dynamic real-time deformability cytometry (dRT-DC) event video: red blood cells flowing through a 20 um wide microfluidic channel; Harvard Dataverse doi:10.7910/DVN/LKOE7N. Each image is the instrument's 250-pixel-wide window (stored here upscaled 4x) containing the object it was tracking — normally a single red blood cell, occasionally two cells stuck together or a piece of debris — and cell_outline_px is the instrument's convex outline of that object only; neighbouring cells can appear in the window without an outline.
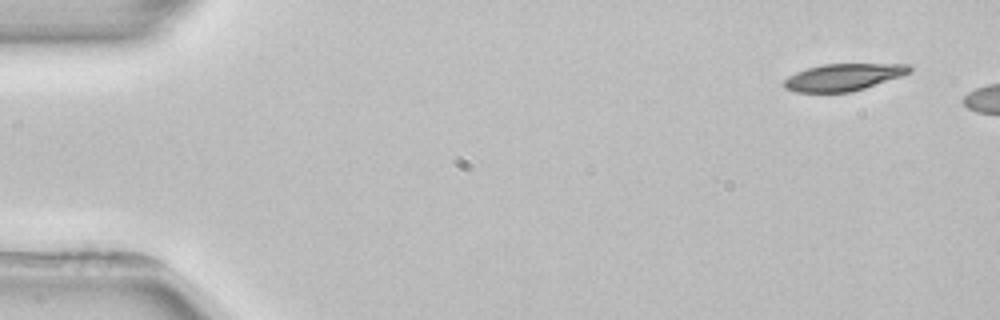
{"species": "common noctule bat (a hibernating species)", "species_latin": "Nyctalus noctula", "temperature_condition": "room temperature", "stored_images_in_passage": 2, "camera_frame_rate_fps": 3000, "um_per_image_px": 0.085, "animal": {"sex": "female", "body_mass_g": 22.7, "forearm_length_mm": 54.2}, "frame": {"image": 1, "passage_image": 1, "time_ms": 0.0, "image_size_px": [1000, 320], "cell_outline_px": [[912, 68], [908, 72], [900, 76], [852, 92], [796, 92], [784, 88], [784, 80], [788, 76], [796, 72], [808, 68], [824, 64], [908, 64]], "centroid_in_image_um": [71.64, 6.56], "position_along_channel_um": 13.4, "area_um2": 19.48}}